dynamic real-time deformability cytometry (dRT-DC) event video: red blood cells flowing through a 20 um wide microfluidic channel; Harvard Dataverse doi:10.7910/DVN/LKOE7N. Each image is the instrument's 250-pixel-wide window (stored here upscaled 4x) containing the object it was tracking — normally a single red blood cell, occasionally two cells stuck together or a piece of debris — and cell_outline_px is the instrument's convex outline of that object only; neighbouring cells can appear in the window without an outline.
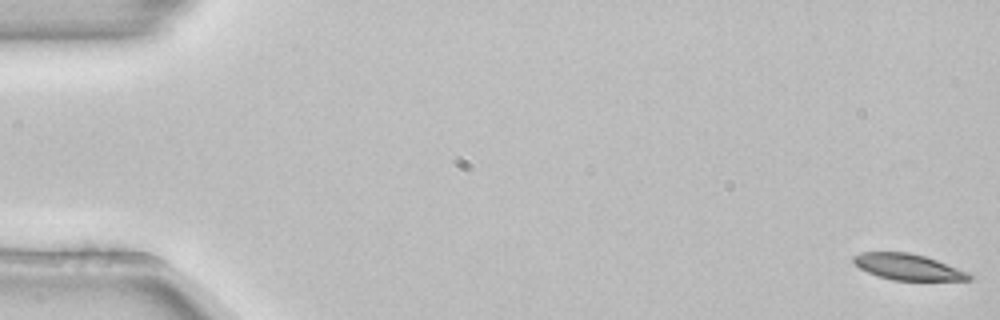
{"species": "common noctule bat (a hibernating species)", "species_latin": "Nyctalus noctula", "temperature_condition": "room temperature", "stored_images_in_passage": 54, "camera_frame_rate_fps": 3000, "um_per_image_px": 0.085, "animal": {"sex": "female", "body_mass_g": 22.7, "forearm_length_mm": 54.2}, "frame": {"image": 1, "passage_image": 1, "time_ms": 0.0, "image_size_px": [1000, 320], "cell_outline_px": [[972, 280], [892, 280], [876, 276], [860, 268], [852, 260], [852, 256], [860, 252], [908, 252], [924, 256], [936, 260], [968, 272], [972, 276]], "centroid_in_image_um": [77.14, 22.69], "position_along_channel_um": 7.9, "area_um2": 17.46}}
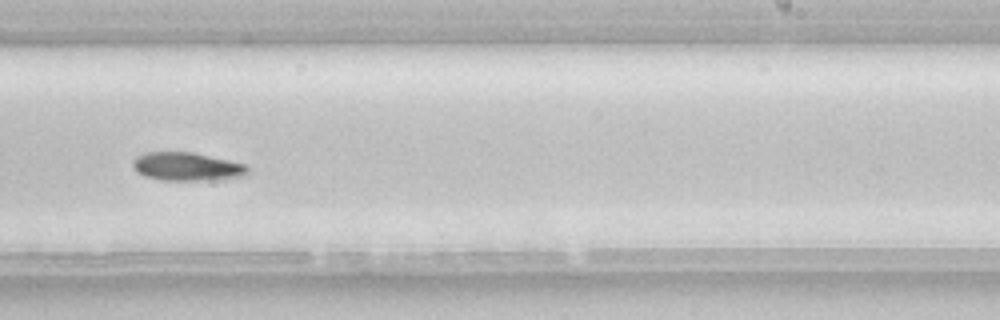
{"frame": {"image": 2, "passage_image": 34, "time_ms": 11.0, "image_size_px": [1000, 320], "cell_outline_px": [[248, 176], [220, 180], [164, 180], [144, 176], [132, 164], [132, 160], [136, 156], [144, 152], [192, 152], [248, 164]], "centroid_in_image_um": [15.96, 14.16], "position_along_channel_um": 273.0, "area_um2": 19.19}}
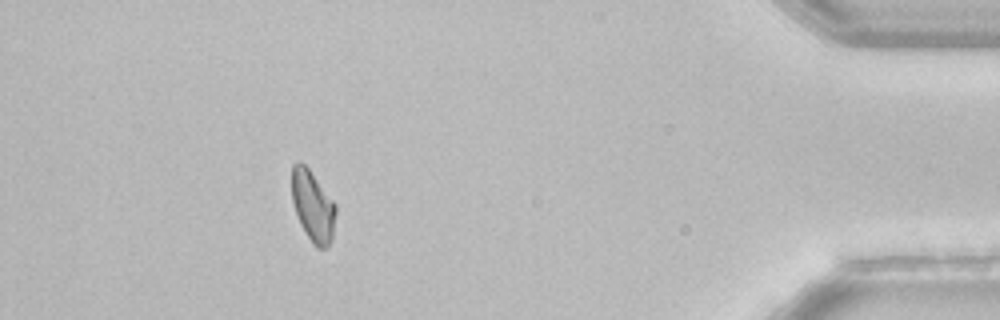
{"frame": {"image": 3, "passage_image": 49, "time_ms": 16.0, "image_size_px": [1000, 320], "cell_outline_px": [[336, 212], [332, 240], [328, 248], [316, 248], [312, 244], [300, 224], [292, 200], [292, 164], [296, 160], [300, 160], [308, 168], [336, 204]], "centroid_in_image_um": [26.59, 17.53], "position_along_channel_um": 408.6, "area_um2": 18.32}, "authors_computed_cell_mechanics": {"area_um2": 19.1896, "velocity_mm_per_s": 3.824, "shape_relaxation_time_tau1_ms": 6.4258, "shape_relaxation_time_tau2_ms": null, "deformation_change_tau1": 0.1454, "deformation_change_tau2": null}}